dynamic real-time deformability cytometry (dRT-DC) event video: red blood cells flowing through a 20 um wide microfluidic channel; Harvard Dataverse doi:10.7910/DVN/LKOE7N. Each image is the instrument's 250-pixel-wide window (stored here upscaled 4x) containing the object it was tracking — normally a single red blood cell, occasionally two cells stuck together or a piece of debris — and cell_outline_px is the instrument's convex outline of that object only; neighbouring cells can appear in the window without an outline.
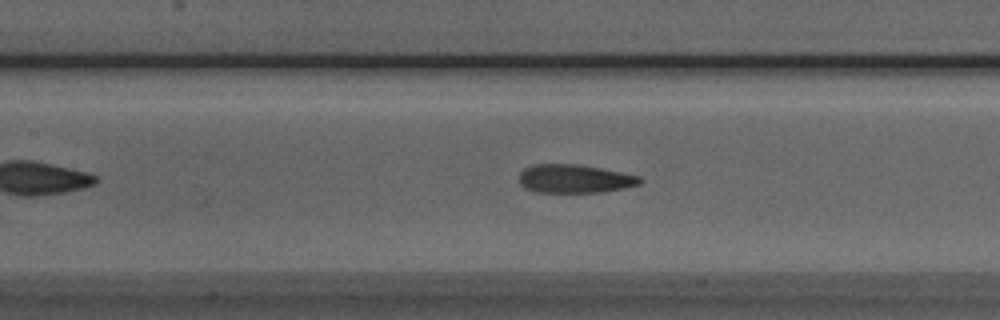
{"species": "Egyptian fruit bat (a non-hibernating species)", "species_latin": "Rousettus aegyptiacus", "temperature_condition": "room temperature", "stored_images_in_passage": 40, "camera_frame_rate_fps": 3000, "um_per_image_px": 0.085, "animal": {"sex": "male"}, "frame": {"image": 1, "passage_image": 14, "time_ms": 4.333, "image_size_px": [1000, 320], "cell_outline_px": [[644, 180], [640, 184], [624, 188], [600, 192], [536, 192], [524, 188], [520, 184], [520, 172], [524, 168], [532, 164], [576, 164], [600, 168], [640, 176]], "centroid_in_image_um": [48.83, 15.19], "position_along_channel_um": 158.6, "area_um2": 20.06}}
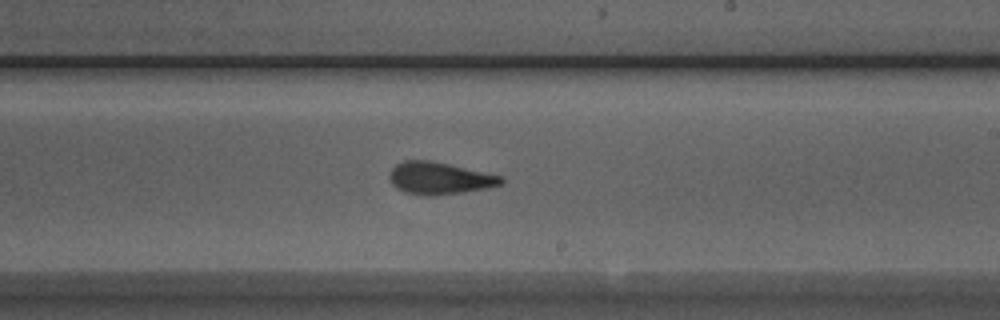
{"frame": {"image": 2, "passage_image": 21, "time_ms": 6.667, "image_size_px": [1000, 320], "cell_outline_px": [[504, 184], [488, 188], [464, 192], [432, 196], [424, 196], [404, 192], [396, 188], [392, 184], [388, 176], [388, 172], [396, 164], [404, 160], [428, 160], [448, 164], [504, 176]], "centroid_in_image_um": [37.35, 15.16], "position_along_channel_um": 251.6, "area_um2": 21.21}}
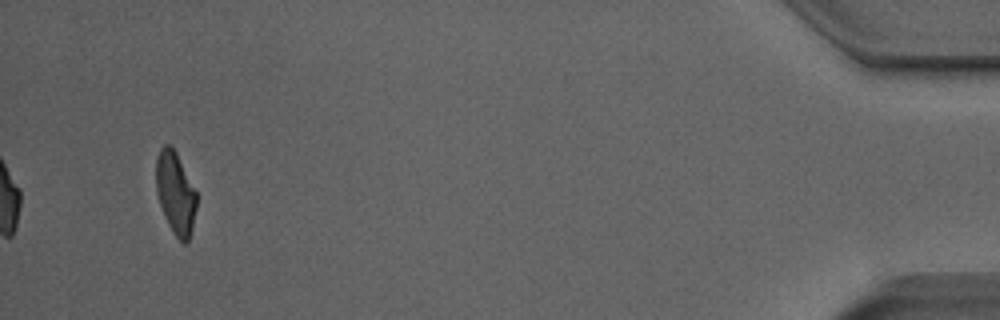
{"frame": {"image": 3, "passage_image": 40, "time_ms": 13.0, "image_size_px": [1000, 320], "cell_outline_px": [[196, 208], [192, 228], [188, 240], [184, 244], [176, 236], [168, 224], [160, 204], [156, 192], [156, 160], [160, 148], [164, 144], [168, 144], [176, 152], [196, 192]], "centroid_in_image_um": [14.9, 16.4], "position_along_channel_um": 420.3, "area_um2": 19.07}, "authors_computed_cell_mechanics": {"area_um2": 20.7213, "velocity_mm_per_s": 4.0006, "shape_relaxation_time_tau1_ms": 7.4001, "shape_relaxation_time_tau2_ms": 1.5631, "deformation_change_tau1": 0.2368, "deformation_change_tau2": 0.0996}}